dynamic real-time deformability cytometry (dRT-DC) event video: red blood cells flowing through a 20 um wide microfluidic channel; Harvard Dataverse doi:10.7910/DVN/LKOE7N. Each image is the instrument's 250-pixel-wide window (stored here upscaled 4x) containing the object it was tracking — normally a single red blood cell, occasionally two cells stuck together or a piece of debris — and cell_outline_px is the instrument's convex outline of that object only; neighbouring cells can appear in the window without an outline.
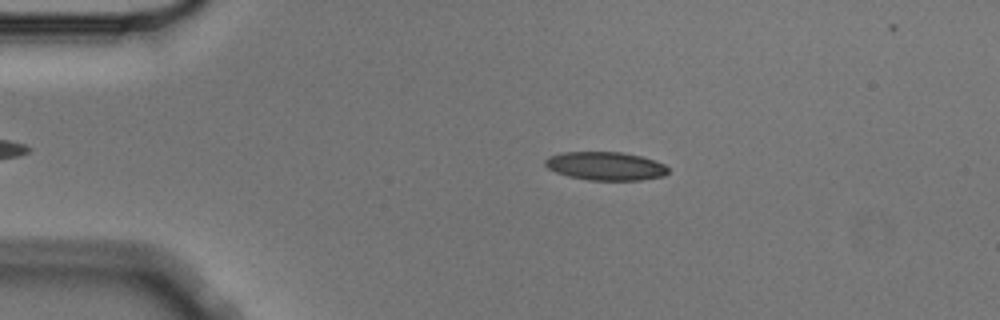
{"species": "Egyptian fruit bat (a non-hibernating species)", "species_latin": "Rousettus aegyptiacus", "temperature_condition": "cold", "stored_images_in_passage": 4, "camera_frame_rate_fps": 3000, "um_per_image_px": 0.085, "animal": {"sex": "male"}, "frame": {"image": 1, "passage_image": 2, "time_ms": 0.333, "image_size_px": [1000, 320], "cell_outline_px": [[668, 172], [664, 176], [640, 180], [588, 180], [568, 176], [556, 172], [548, 168], [544, 164], [544, 160], [548, 156], [560, 152], [620, 152], [640, 156], [656, 160], [664, 164], [668, 168]], "centroid_in_image_um": [51.45, 14.11], "position_along_channel_um": 33.5, "area_um2": 20.46}}
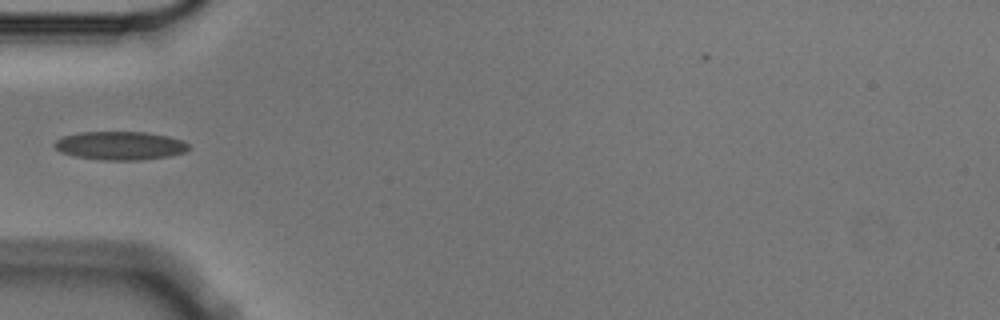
{"frame": {"image": 2, "passage_image": 4, "time_ms": 1.0, "image_size_px": [1000, 320], "cell_outline_px": [[188, 148], [184, 152], [168, 156], [144, 160], [100, 160], [76, 156], [60, 152], [52, 144], [56, 140], [64, 136], [80, 132], [144, 132], [168, 136], [180, 140], [188, 144]], "centroid_in_image_um": [10.18, 12.38], "position_along_channel_um": 74.8, "area_um2": 22.14}}